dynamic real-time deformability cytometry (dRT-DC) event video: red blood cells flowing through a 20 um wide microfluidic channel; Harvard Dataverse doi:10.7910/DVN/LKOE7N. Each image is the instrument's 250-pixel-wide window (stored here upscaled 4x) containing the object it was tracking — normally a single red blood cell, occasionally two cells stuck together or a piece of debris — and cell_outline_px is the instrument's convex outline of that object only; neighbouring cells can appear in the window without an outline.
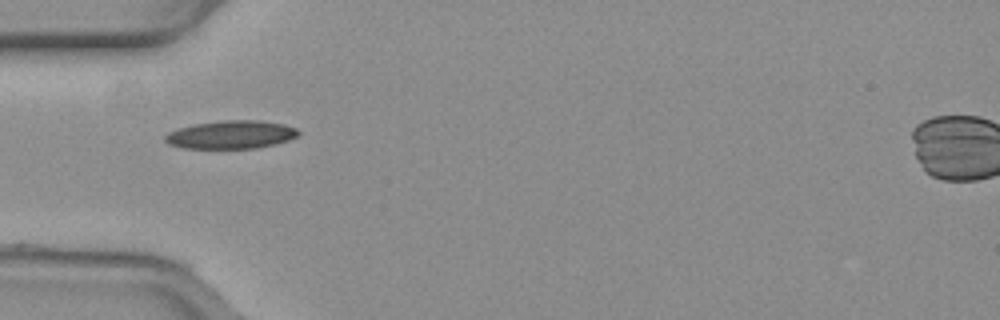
{"species": "common noctule bat (a hibernating species)", "species_latin": "Nyctalus noctula", "temperature_condition": "warm", "stored_images_in_passage": 9, "camera_frame_rate_fps": 3000, "um_per_image_px": 0.085, "animal": {"sex": "female", "body_mass_g": 19.3, "forearm_length_mm": 54.1}, "frame": {"image": 1, "passage_image": 1, "time_ms": 0.0, "image_size_px": [1000, 320], "cell_outline_px": [[300, 132], [296, 136], [288, 140], [256, 148], [184, 148], [168, 144], [164, 140], [164, 136], [168, 132], [192, 124], [220, 120], [260, 120], [284, 124], [296, 128]], "centroid_in_image_um": [19.61, 11.43], "position_along_channel_um": 65.4, "area_um2": 21.85}}